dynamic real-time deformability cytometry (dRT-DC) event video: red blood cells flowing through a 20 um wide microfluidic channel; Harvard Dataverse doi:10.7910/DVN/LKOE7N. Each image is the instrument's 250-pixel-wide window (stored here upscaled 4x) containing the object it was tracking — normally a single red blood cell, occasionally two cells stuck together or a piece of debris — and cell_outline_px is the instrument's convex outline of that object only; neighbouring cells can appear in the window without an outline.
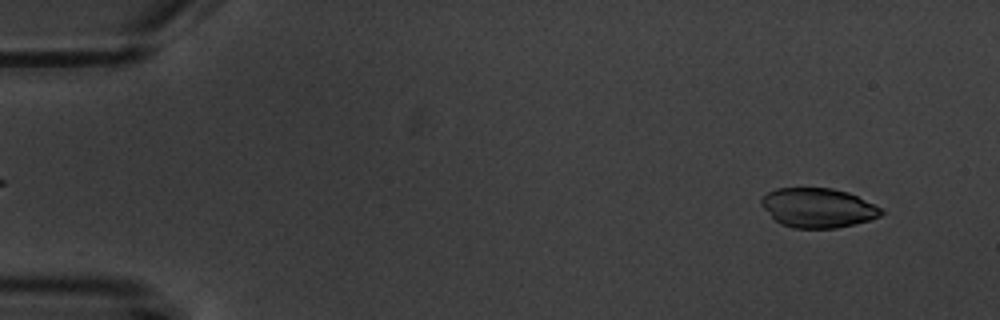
{"species": "common noctule bat (a hibernating species)", "species_latin": "Nyctalus noctula", "temperature_condition": "warm", "stored_images_in_passage": 5, "camera_frame_rate_fps": 3000, "um_per_image_px": 0.085, "animal": {"sex": "male", "body_mass_g": 20.1, "forearm_length_mm": 53.5}, "frame": {"image": 1, "passage_image": 1, "time_ms": 0.0, "image_size_px": [1000, 320], "cell_outline_px": [[884, 212], [880, 216], [868, 220], [836, 228], [792, 228], [780, 224], [760, 204], [760, 200], [768, 192], [776, 188], [832, 188], [848, 192], [880, 208]], "centroid_in_image_um": [69.49, 17.66], "position_along_channel_um": 15.5, "area_um2": 27.22}}
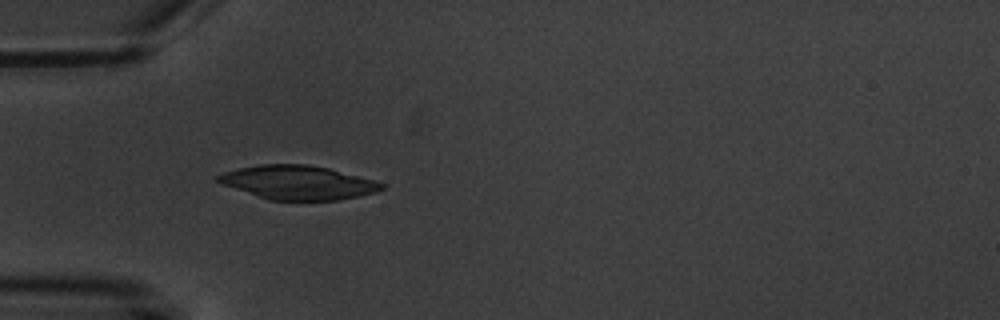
{"frame": {"image": 2, "passage_image": 4, "time_ms": 4.333, "image_size_px": [1000, 320], "cell_outline_px": [[384, 188], [376, 192], [336, 200], [268, 200], [224, 184], [216, 180], [216, 176], [224, 172], [240, 168], [260, 164], [308, 164], [328, 168], [372, 180], [384, 184]], "centroid_in_image_um": [25.31, 15.51], "position_along_channel_um": 59.7, "area_um2": 31.79}}